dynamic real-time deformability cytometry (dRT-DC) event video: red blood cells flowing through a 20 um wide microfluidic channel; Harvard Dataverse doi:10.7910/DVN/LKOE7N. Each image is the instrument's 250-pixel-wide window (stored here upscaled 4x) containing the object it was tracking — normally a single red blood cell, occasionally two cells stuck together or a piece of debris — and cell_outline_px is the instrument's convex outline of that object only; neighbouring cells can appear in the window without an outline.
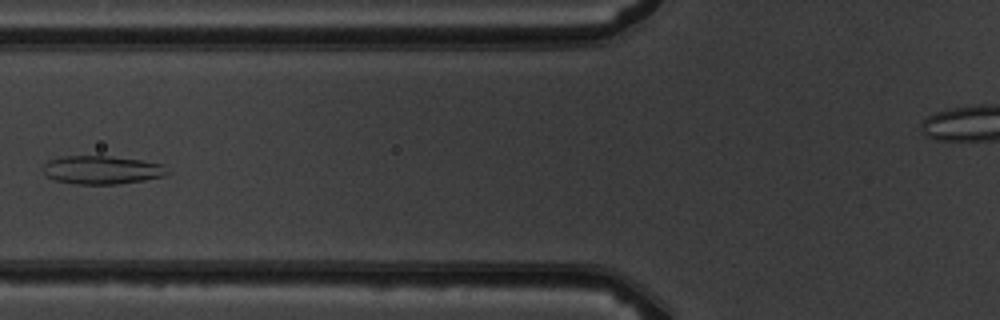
{"species": "common noctule bat (a hibernating species)", "species_latin": "Nyctalus noctula", "temperature_condition": "warm", "stored_images_in_passage": 7, "camera_frame_rate_fps": 3000, "um_per_image_px": 0.085, "animal": {"sex": "male", "body_mass_g": 19.5, "forearm_length_mm": 54.6}, "frame": {"image": 1, "passage_image": 7, "time_ms": 7.0, "image_size_px": [1000, 320], "cell_outline_px": [[172, 172], [164, 176], [144, 180], [116, 184], [76, 184], [56, 180], [44, 176], [44, 164], [48, 160], [60, 156], [108, 156], [140, 160], [164, 164]], "centroid_in_image_um": [8.68, 14.44], "position_along_channel_um": 117.1, "area_um2": 20.69}}